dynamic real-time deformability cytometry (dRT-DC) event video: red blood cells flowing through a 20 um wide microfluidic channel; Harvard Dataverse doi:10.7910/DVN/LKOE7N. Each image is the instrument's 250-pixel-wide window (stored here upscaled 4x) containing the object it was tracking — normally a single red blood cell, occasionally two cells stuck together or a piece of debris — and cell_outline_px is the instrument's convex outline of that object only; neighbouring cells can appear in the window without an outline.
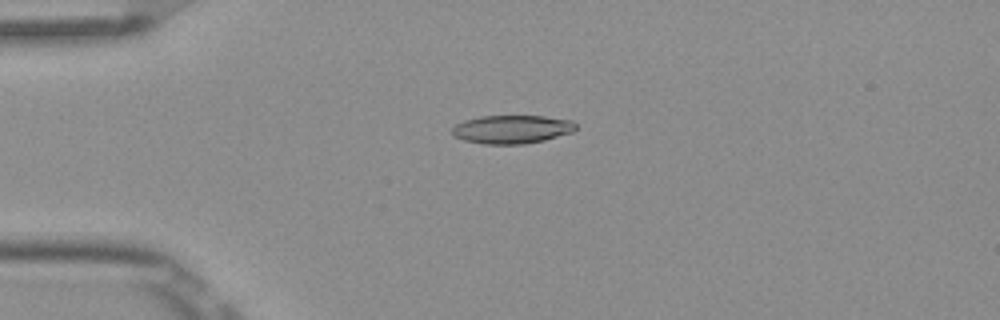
{"species": "Egyptian fruit bat (a non-hibernating species)", "species_latin": "Rousettus aegyptiacus", "temperature_condition": "room temperature", "stored_images_in_passage": 3, "camera_frame_rate_fps": 3000, "um_per_image_px": 0.085, "frame": {"image": 1, "passage_image": 3, "time_ms": 0.667, "image_size_px": [1000, 320], "cell_outline_px": [[576, 128], [572, 132], [544, 140], [524, 144], [484, 144], [464, 140], [456, 136], [452, 132], [452, 128], [456, 124], [464, 120], [480, 116], [544, 116], [572, 120], [576, 124]], "centroid_in_image_um": [43.52, 10.98], "position_along_channel_um": 41.5, "area_um2": 20.4}}